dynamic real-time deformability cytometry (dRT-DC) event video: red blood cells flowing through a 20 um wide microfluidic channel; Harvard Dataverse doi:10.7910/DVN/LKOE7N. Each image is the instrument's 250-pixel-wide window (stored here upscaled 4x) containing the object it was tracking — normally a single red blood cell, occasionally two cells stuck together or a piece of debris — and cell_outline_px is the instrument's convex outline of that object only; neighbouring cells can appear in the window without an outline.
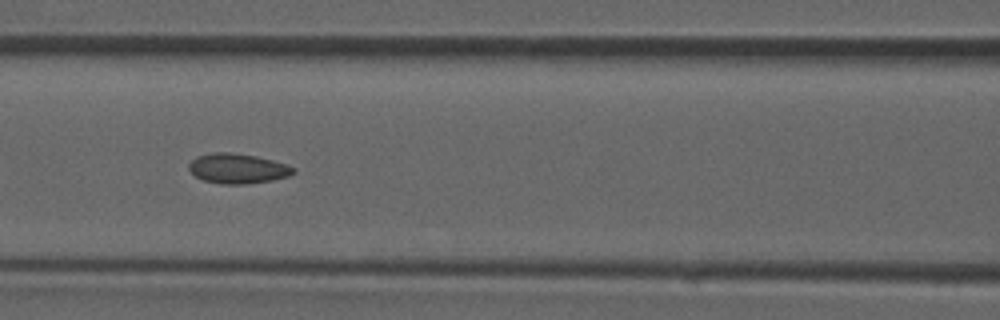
{"species": "common noctule bat (a hibernating species)", "species_latin": "Nyctalus noctula", "temperature_condition": "room temperature", "stored_images_in_passage": 41, "camera_frame_rate_fps": 3000, "um_per_image_px": 0.085, "animal": {"sex": "male", "forearm_length_mm": 52.5}, "frame": {"image": 1, "passage_image": 18, "time_ms": 5.667, "image_size_px": [1000, 320], "cell_outline_px": [[296, 172], [288, 176], [272, 180], [244, 184], [220, 184], [204, 180], [196, 176], [188, 168], [188, 164], [196, 156], [212, 152], [232, 152], [256, 156], [288, 164], [296, 168]], "centroid_in_image_um": [20.21, 14.31], "position_along_channel_um": 146.4, "area_um2": 18.32}}